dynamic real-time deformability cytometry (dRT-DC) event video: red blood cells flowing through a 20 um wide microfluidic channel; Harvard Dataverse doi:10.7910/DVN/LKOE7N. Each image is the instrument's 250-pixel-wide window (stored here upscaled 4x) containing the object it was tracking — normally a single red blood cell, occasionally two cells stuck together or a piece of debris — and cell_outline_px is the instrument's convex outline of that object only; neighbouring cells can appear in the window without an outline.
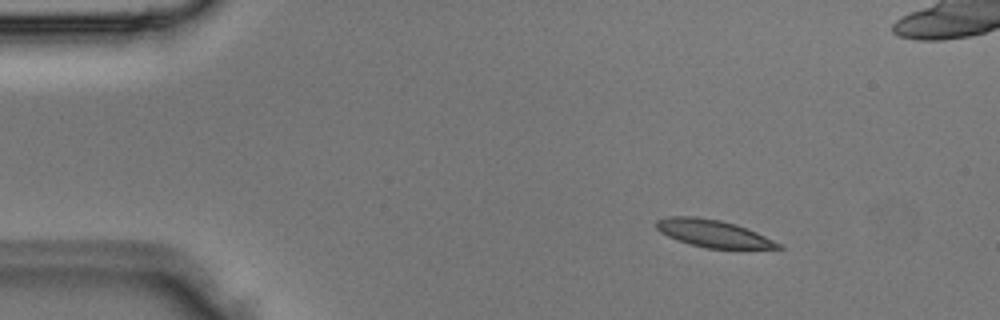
{"species": "Egyptian fruit bat (a non-hibernating species)", "species_latin": "Rousettus aegyptiacus", "temperature_condition": "room temperature", "stored_images_in_passage": 3, "camera_frame_rate_fps": 3000, "um_per_image_px": 0.085, "animal": {"sex": "male"}, "frame": {"image": 1, "passage_image": 1, "time_ms": 0.0, "image_size_px": [1000, 320], "cell_outline_px": [[784, 248], [708, 248], [688, 244], [676, 240], [660, 232], [656, 228], [656, 220], [668, 216], [696, 216], [720, 220], [736, 224], [756, 232], [780, 244]], "centroid_in_image_um": [60.55, 19.83], "position_along_channel_um": 24.5, "area_um2": 19.25}}